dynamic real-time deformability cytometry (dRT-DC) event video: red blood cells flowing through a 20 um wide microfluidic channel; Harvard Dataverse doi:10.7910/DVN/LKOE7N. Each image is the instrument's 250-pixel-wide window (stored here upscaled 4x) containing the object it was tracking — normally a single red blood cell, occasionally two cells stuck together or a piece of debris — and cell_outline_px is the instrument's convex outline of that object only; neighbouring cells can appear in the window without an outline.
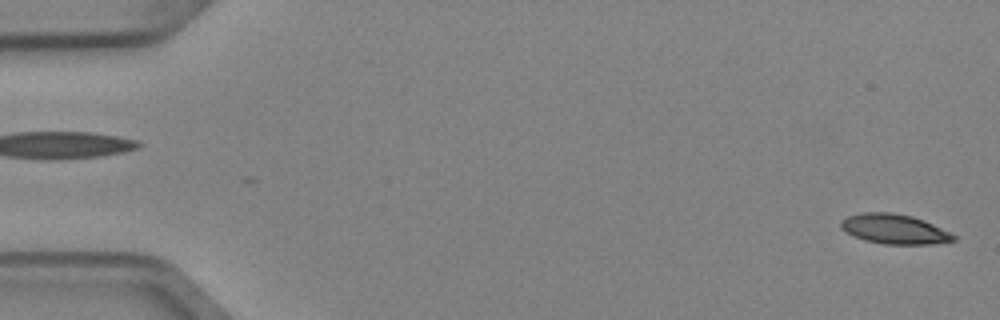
{"species": "Egyptian fruit bat (a non-hibernating species)", "species_latin": "Rousettus aegyptiacus", "temperature_condition": "cold", "stored_images_in_passage": 5, "segment_of_instrument_passage": [2, 2], "camera_frame_rate_fps": 3000, "um_per_image_px": 0.085, "animal": {"sex": "female"}, "frame": {"image": 1, "passage_image": 5, "time_ms": 1.333, "image_size_px": [1000, 320], "cell_outline_px": [[956, 240], [928, 244], [884, 244], [864, 240], [840, 228], [840, 220], [848, 216], [860, 212], [892, 212], [912, 216], [924, 220], [956, 236]], "centroid_in_image_um": [75.98, 19.45], "position_along_channel_um": 9.0, "area_um2": 19.36}}